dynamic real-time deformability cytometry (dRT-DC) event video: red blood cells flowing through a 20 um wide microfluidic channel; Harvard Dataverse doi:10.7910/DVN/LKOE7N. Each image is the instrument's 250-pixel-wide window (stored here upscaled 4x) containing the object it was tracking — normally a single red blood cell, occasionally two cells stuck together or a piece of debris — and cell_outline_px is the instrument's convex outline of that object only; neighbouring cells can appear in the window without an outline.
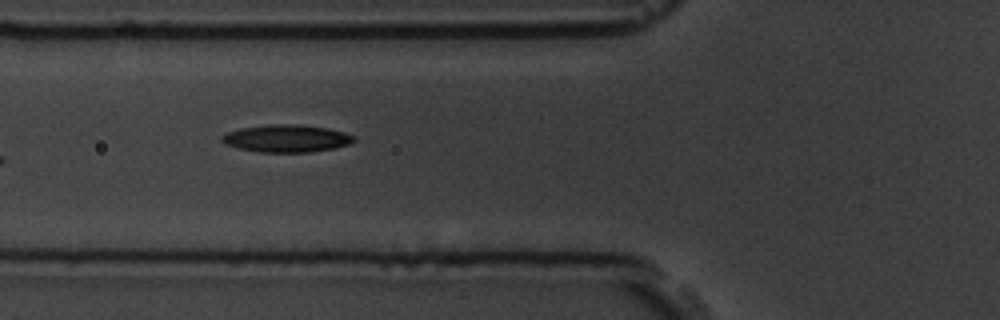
{"species": "common noctule bat (a hibernating species)", "species_latin": "Nyctalus noctula", "temperature_condition": "room temperature", "stored_images_in_passage": 9, "camera_frame_rate_fps": 3000, "um_per_image_px": 0.085, "animal": {"sex": "male", "body_mass_g": 19.5, "forearm_length_mm": 54.6}, "frame": {"image": 1, "passage_image": 6, "time_ms": 5.667, "image_size_px": [1000, 320], "cell_outline_px": [[356, 140], [348, 144], [336, 148], [312, 152], [260, 152], [236, 148], [224, 144], [220, 140], [228, 132], [240, 128], [268, 124], [296, 124], [328, 128], [344, 132], [356, 136]], "centroid_in_image_um": [24.37, 11.77], "position_along_channel_um": 101.4, "area_um2": 21.27}}
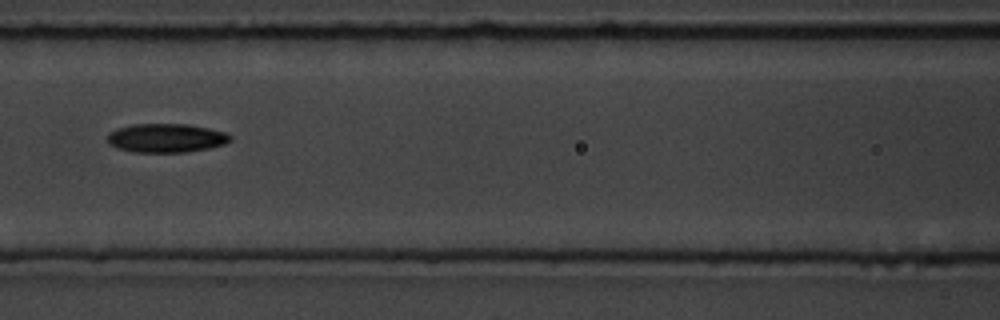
{"frame": {"image": 2, "passage_image": 7, "time_ms": 7.0, "image_size_px": [1000, 320], "cell_outline_px": [[232, 140], [224, 144], [208, 148], [184, 152], [132, 152], [116, 148], [108, 144], [108, 132], [116, 128], [132, 124], [188, 124], [208, 128], [224, 132], [232, 136]], "centroid_in_image_um": [14.09, 11.73], "position_along_channel_um": 152.5, "area_um2": 20.75}}
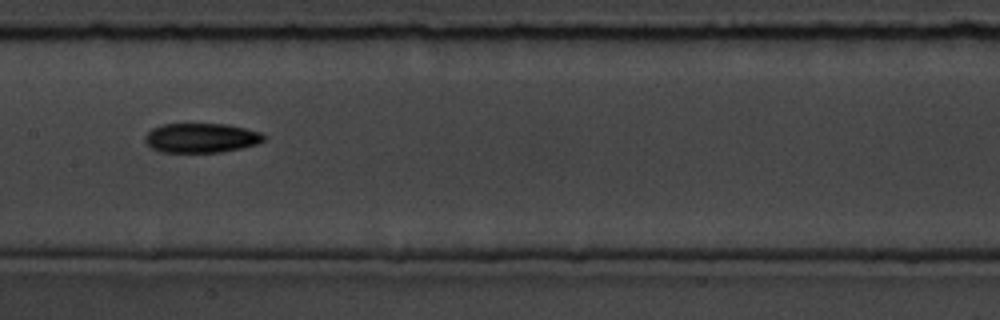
{"frame": {"image": 3, "passage_image": 8, "time_ms": 8.0, "image_size_px": [1000, 320], "cell_outline_px": [[268, 136], [264, 140], [256, 144], [244, 148], [220, 152], [160, 152], [152, 148], [144, 140], [144, 136], [152, 128], [164, 124], [228, 124], [264, 132]], "centroid_in_image_um": [17.16, 11.72], "position_along_channel_um": 190.2, "area_um2": 20.69}}